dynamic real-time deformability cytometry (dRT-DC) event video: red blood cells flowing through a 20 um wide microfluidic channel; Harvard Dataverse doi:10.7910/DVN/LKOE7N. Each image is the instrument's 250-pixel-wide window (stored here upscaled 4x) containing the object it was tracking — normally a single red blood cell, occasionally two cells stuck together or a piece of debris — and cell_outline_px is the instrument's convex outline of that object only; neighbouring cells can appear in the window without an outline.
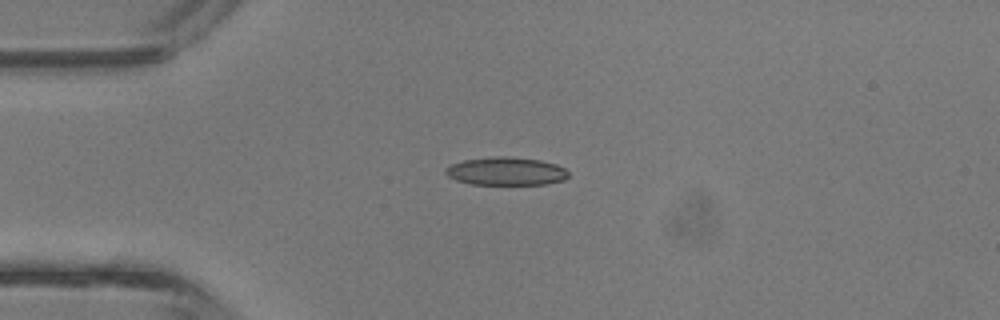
{"species": "common noctule bat (a hibernating species)", "species_latin": "Nyctalus noctula", "temperature_condition": "room temperature", "stored_images_in_passage": 5, "camera_frame_rate_fps": 3000, "um_per_image_px": 0.085, "animal": {"sex": "male", "body_mass_g": 13.3}, "frame": {"image": 1, "passage_image": 3, "time_ms": 0.667, "image_size_px": [1000, 320], "cell_outline_px": [[568, 176], [564, 180], [544, 184], [472, 184], [456, 180], [448, 176], [444, 172], [444, 168], [452, 164], [464, 160], [496, 156], [500, 156], [540, 160], [556, 164], [564, 168], [568, 172]], "centroid_in_image_um": [43.0, 14.56], "position_along_channel_um": 42.0, "area_um2": 19.94}}
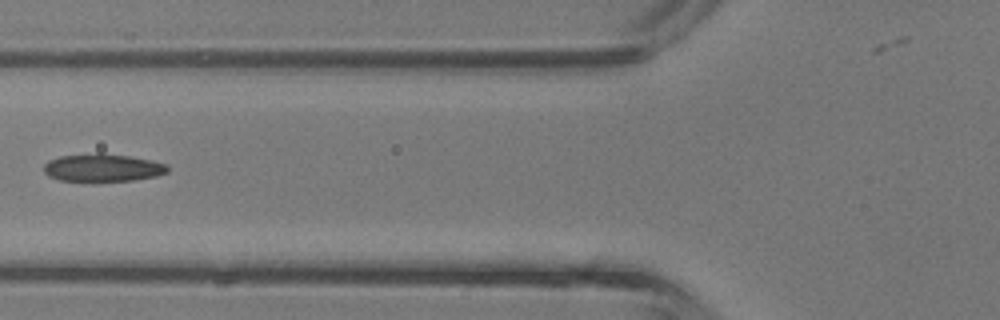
{"frame": {"image": 2, "passage_image": 5, "time_ms": 1.333, "image_size_px": [1000, 320], "cell_outline_px": [[168, 172], [156, 176], [132, 180], [60, 180], [48, 176], [44, 172], [44, 164], [48, 160], [60, 156], [128, 156], [148, 160], [164, 164], [168, 168]], "centroid_in_image_um": [8.7, 14.29], "position_along_channel_um": 117.1, "area_um2": 18.67}}